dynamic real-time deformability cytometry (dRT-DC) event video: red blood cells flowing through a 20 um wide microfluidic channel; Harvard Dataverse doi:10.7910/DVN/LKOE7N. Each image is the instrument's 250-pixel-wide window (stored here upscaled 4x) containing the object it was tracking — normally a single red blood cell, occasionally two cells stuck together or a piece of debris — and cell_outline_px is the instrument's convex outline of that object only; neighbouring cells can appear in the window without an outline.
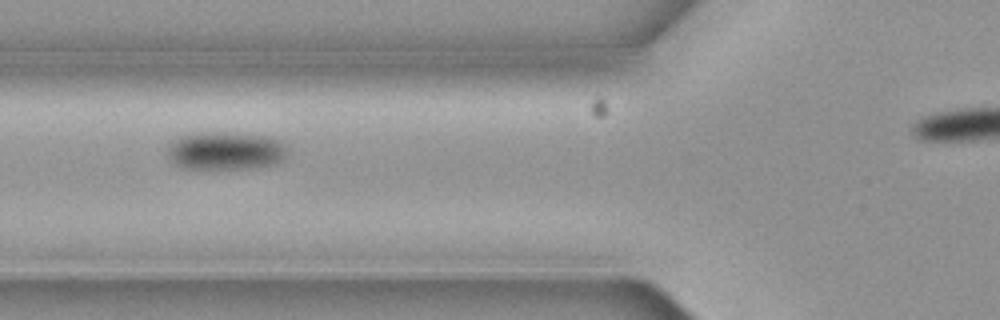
{"species": "common noctule bat (a hibernating species)", "species_latin": "Nyctalus noctula", "temperature_condition": "cold", "stored_images_in_passage": 7, "camera_frame_rate_fps": 3000, "um_per_image_px": 0.085, "animal": {"sex": "female", "body_mass_g": 19.3, "forearm_length_mm": 54.1}, "frame": {"image": 1, "passage_image": 4, "time_ms": 1.0, "image_size_px": [1000, 320], "cell_outline_px": [[288, 156], [276, 164], [248, 168], [184, 168], [176, 164], [168, 156], [168, 144], [180, 136], [192, 132], [224, 132], [268, 136], [280, 140]], "centroid_in_image_um": [19.16, 12.8], "position_along_channel_um": 106.6, "area_um2": 26.59}}
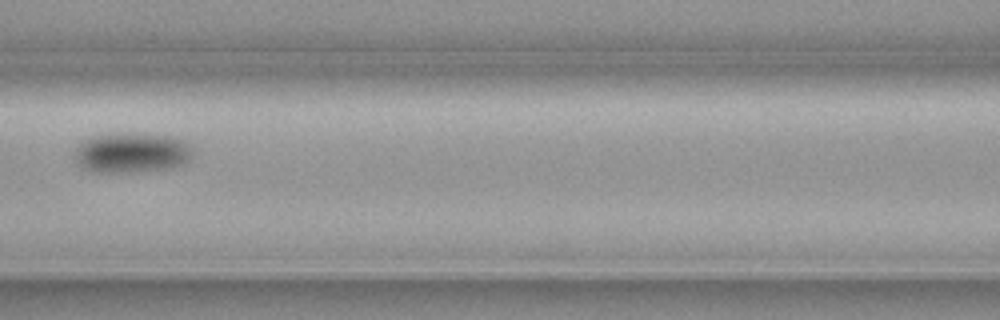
{"frame": {"image": 2, "passage_image": 5, "time_ms": 1.333, "image_size_px": [1000, 320], "cell_outline_px": [[196, 152], [192, 160], [184, 164], [168, 168], [132, 172], [96, 172], [80, 168], [72, 156], [80, 140], [104, 132], [136, 132], [172, 136], [184, 140]], "centroid_in_image_um": [11.17, 12.94], "position_along_channel_um": 155.4, "area_um2": 28.9}}